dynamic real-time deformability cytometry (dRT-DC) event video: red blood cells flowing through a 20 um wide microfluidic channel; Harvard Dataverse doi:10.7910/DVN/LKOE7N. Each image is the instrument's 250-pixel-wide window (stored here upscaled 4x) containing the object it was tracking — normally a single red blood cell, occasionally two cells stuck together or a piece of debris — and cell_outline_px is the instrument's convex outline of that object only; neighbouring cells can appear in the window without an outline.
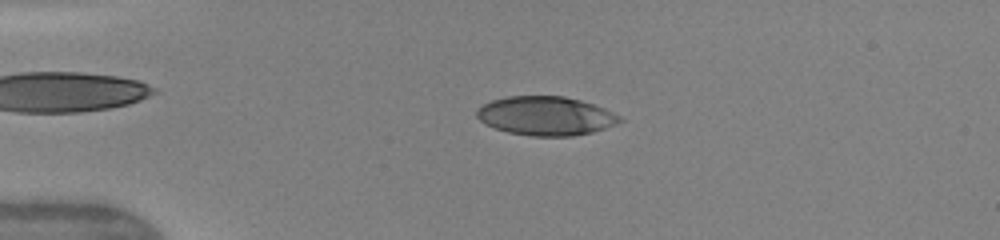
{"species": "human", "species_latin": "Homo sapiens", "temperature_condition": "warm", "stored_images_in_passage": 48, "camera_frame_rate_fps": 3000, "um_per_image_px": 0.085, "donor": {"sex": "female"}, "frame": {"image": 1, "passage_image": 11, "time_ms": 3.333, "image_size_px": [1000, 240], "cell_outline_px": [[624, 120], [616, 124], [592, 132], [572, 136], [532, 136], [508, 132], [484, 124], [476, 116], [476, 108], [492, 100], [508, 96], [564, 96], [580, 100], [604, 108], [620, 116]], "centroid_in_image_um": [46.37, 9.85], "position_along_channel_um": 38.6, "area_um2": 32.37}}
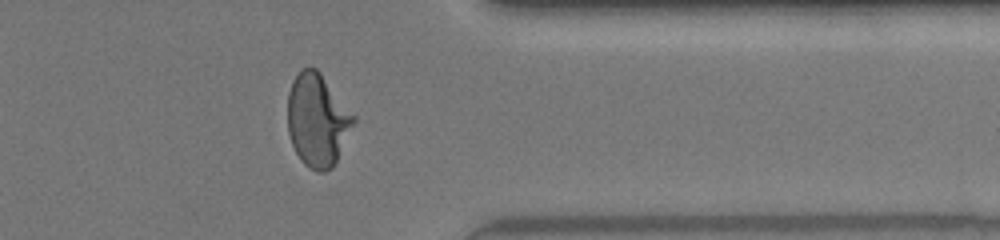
{"frame": {"image": 2, "passage_image": 39, "time_ms": 12.667, "image_size_px": [1000, 240], "cell_outline_px": [[356, 120], [332, 168], [324, 172], [316, 172], [304, 164], [300, 160], [292, 144], [288, 132], [288, 92], [296, 76], [304, 68], [316, 68], [320, 72], [356, 116]], "centroid_in_image_um": [26.99, 10.23], "position_along_channel_um": 384.4, "area_um2": 35.37}}
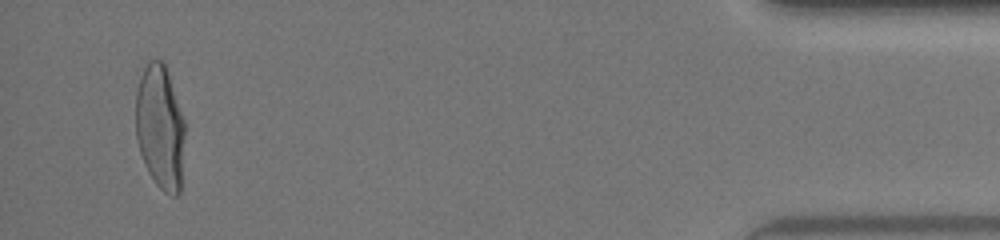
{"frame": {"image": 3, "passage_image": 46, "time_ms": 15.0, "image_size_px": [1000, 240], "cell_outline_px": [[184, 136], [180, 192], [176, 196], [172, 196], [164, 192], [156, 184], [148, 172], [140, 152], [136, 140], [136, 92], [140, 76], [148, 60], [160, 60], [164, 64], [184, 120]], "centroid_in_image_um": [13.59, 10.84], "position_along_channel_um": 421.6, "area_um2": 35.32}, "authors_computed_cell_mechanics": {"area_um2": 33.8997, "velocity_mm_per_s": 4.2069, "shape_relaxation_time_tau1_ms": 3.9305, "shape_relaxation_time_tau2_ms": null, "deformation_change_tau1": 0.2092, "deformation_change_tau2": null}}